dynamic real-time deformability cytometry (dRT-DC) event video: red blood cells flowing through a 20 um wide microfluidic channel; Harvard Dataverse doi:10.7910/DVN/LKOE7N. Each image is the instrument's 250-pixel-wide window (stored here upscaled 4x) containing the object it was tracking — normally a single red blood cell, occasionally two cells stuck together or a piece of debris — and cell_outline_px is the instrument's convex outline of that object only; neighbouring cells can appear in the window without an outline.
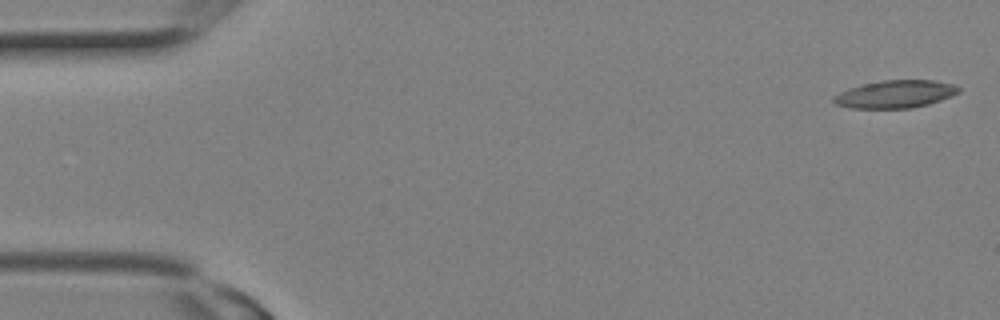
{"species": "Egyptian fruit bat (a non-hibernating species)", "species_latin": "Rousettus aegyptiacus", "temperature_condition": "room temperature", "stored_images_in_passage": 11, "camera_frame_rate_fps": 3000, "um_per_image_px": 0.085, "animal": {"sex": "female"}, "frame": {"image": 1, "passage_image": 1, "time_ms": 0.0, "image_size_px": [1000, 320], "cell_outline_px": [[960, 92], [952, 96], [928, 104], [912, 108], [852, 108], [836, 104], [832, 100], [832, 96], [848, 88], [860, 84], [880, 80], [936, 80], [952, 84], [960, 88]], "centroid_in_image_um": [76.08, 7.99], "position_along_channel_um": 8.9, "area_um2": 20.29}}
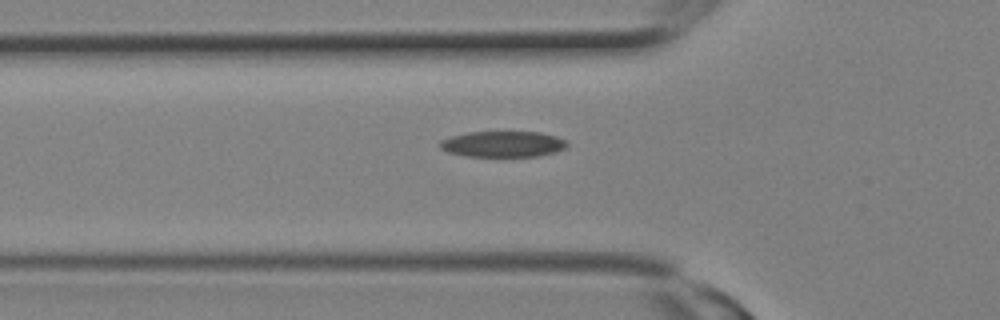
{"frame": {"image": 2, "passage_image": 9, "time_ms": 2.667, "image_size_px": [1000, 320], "cell_outline_px": [[568, 144], [564, 148], [556, 152], [536, 156], [464, 156], [448, 152], [440, 148], [440, 140], [452, 136], [468, 132], [540, 132], [556, 136], [564, 140]], "centroid_in_image_um": [42.73, 12.24], "position_along_channel_um": 83.1, "area_um2": 19.07}}
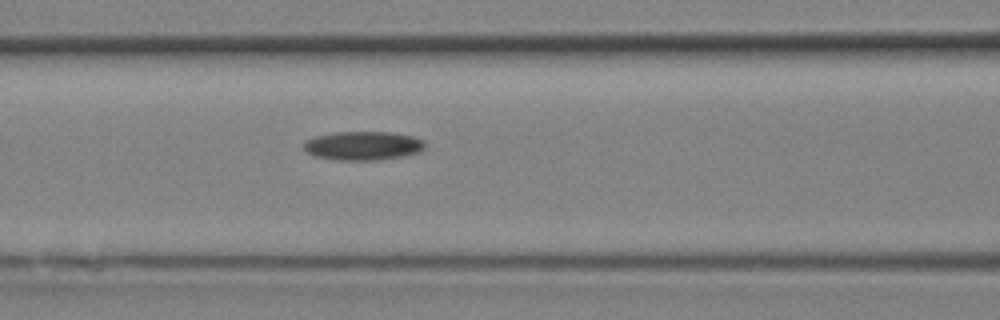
{"frame": {"image": 3, "passage_image": 11, "time_ms": 3.333, "image_size_px": [1000, 320], "cell_outline_px": [[424, 148], [420, 152], [404, 156], [376, 160], [336, 160], [316, 156], [308, 152], [304, 148], [304, 140], [316, 136], [336, 132], [392, 132], [412, 136], [424, 140]], "centroid_in_image_um": [30.87, 12.38], "position_along_channel_um": 135.7, "area_um2": 20.35}}